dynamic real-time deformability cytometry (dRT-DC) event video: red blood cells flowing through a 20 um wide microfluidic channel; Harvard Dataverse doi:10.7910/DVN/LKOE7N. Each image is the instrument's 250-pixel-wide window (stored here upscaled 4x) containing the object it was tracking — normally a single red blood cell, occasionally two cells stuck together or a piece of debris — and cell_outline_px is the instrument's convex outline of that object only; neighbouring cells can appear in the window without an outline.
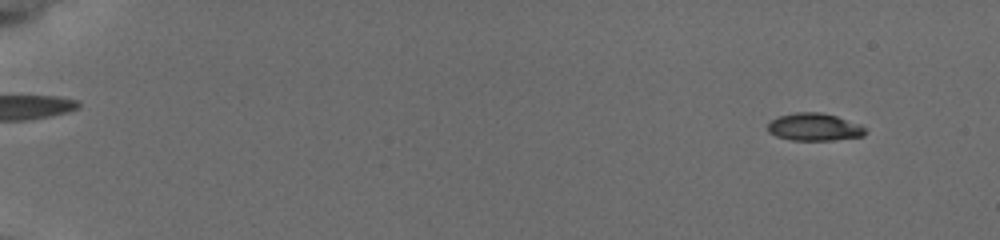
{"species": "common noctule bat (a hibernating species)", "species_latin": "Nyctalus noctula", "temperature_condition": "cold", "stored_images_in_passage": 47, "camera_frame_rate_fps": 3000, "um_per_image_px": 0.085, "animal": {"sex": "female", "body_mass_g": 19.5, "forearm_length_mm": 54.1}, "frame": {"image": 1, "passage_image": 7, "time_ms": 0.667, "image_size_px": [1000, 240], "cell_outline_px": [[864, 136], [832, 140], [792, 140], [776, 136], [768, 132], [768, 124], [772, 120], [780, 116], [796, 112], [820, 112], [836, 116], [860, 124], [864, 128]], "centroid_in_image_um": [69.2, 10.8], "position_along_channel_um": 15.8, "area_um2": 15.49}}
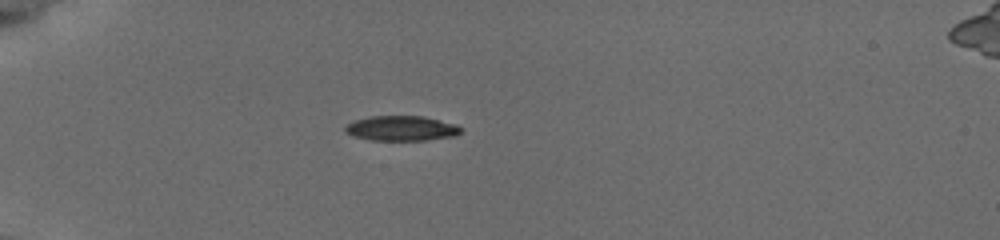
{"frame": {"image": 2, "passage_image": 41, "time_ms": 5.0, "image_size_px": [1000, 240], "cell_outline_px": [[464, 128], [456, 136], [424, 140], [372, 140], [356, 136], [344, 132], [344, 128], [348, 124], [356, 120], [368, 116], [424, 116], [456, 124]], "centroid_in_image_um": [34.16, 10.9], "position_along_channel_um": 50.8, "area_um2": 16.82}}